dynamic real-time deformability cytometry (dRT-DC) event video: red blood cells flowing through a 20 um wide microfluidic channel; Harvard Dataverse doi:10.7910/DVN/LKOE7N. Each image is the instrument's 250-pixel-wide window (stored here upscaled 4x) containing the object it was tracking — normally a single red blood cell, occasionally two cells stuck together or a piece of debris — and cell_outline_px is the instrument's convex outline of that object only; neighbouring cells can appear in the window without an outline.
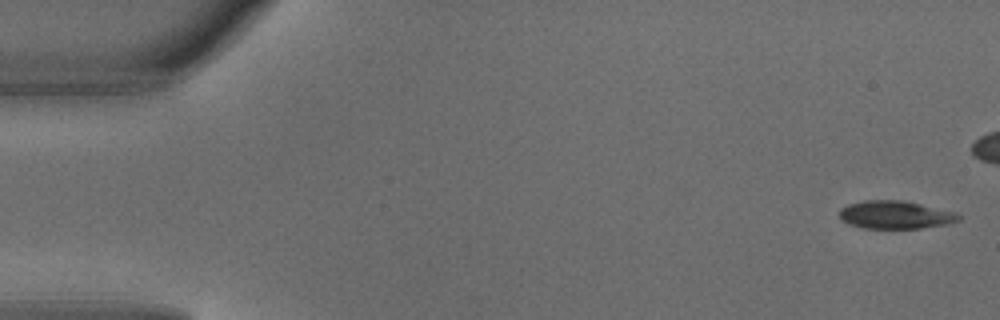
{"species": "common noctule bat (a hibernating species)", "species_latin": "Nyctalus noctula", "temperature_condition": "warm", "stored_images_in_passage": 5, "camera_frame_rate_fps": 3000, "um_per_image_px": 0.085, "animal": {"sex": "male", "body_mass_g": 18.8}, "frame": {"image": 1, "passage_image": 1, "time_ms": 0.0, "image_size_px": [1000, 320], "cell_outline_px": [[960, 220], [948, 224], [920, 228], [864, 228], [848, 224], [840, 220], [840, 208], [848, 204], [864, 200], [900, 200], [920, 204], [956, 212], [960, 216]], "centroid_in_image_um": [76.08, 18.26], "position_along_channel_um": 8.9, "area_um2": 19.42}}
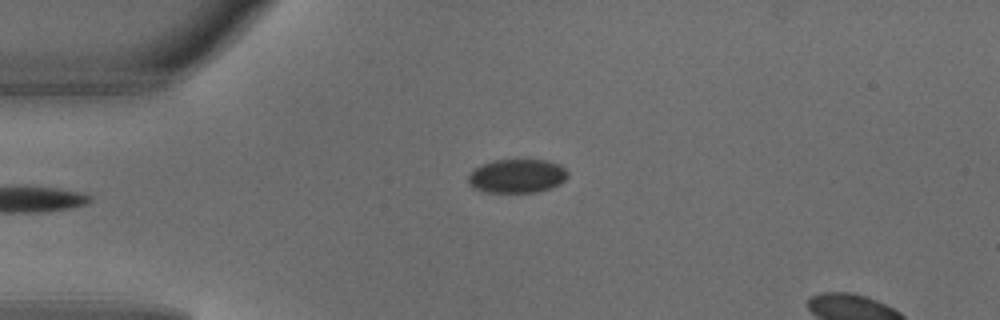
{"frame": {"image": 2, "passage_image": 5, "time_ms": 1.333, "image_size_px": [1000, 320], "cell_outline_px": [[568, 176], [560, 184], [536, 192], [488, 192], [472, 188], [468, 184], [468, 176], [472, 168], [480, 164], [492, 160], [544, 160], [560, 164], [568, 172]], "centroid_in_image_um": [43.9, 14.95], "position_along_channel_um": 41.1, "area_um2": 19.77}}